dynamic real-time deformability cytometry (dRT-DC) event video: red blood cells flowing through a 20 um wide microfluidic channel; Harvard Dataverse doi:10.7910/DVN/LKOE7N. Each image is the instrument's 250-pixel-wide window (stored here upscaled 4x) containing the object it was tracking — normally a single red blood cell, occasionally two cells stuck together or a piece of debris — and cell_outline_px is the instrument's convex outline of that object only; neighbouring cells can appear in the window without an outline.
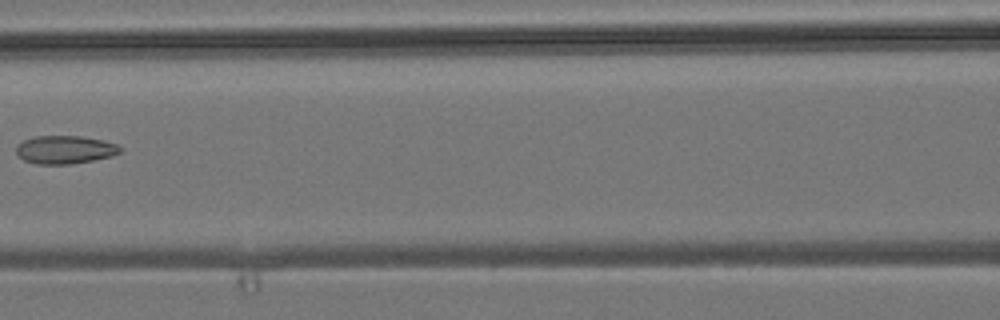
{"species": "common noctule bat (a hibernating species)", "species_latin": "Nyctalus noctula", "temperature_condition": "room temperature", "stored_images_in_passage": 6, "camera_frame_rate_fps": 3000, "um_per_image_px": 0.085, "animal": {"sex": "male", "body_mass_g": 19.2, "forearm_length_mm": 51.8}, "frame": {"image": 1, "passage_image": 6, "time_ms": 6.667, "image_size_px": [1000, 320], "cell_outline_px": [[120, 152], [112, 156], [92, 160], [68, 164], [36, 164], [24, 160], [16, 152], [16, 148], [24, 140], [36, 136], [80, 136], [104, 140], [116, 144], [120, 148]], "centroid_in_image_um": [5.52, 12.72], "position_along_channel_um": 161.1, "area_um2": 16.82}}